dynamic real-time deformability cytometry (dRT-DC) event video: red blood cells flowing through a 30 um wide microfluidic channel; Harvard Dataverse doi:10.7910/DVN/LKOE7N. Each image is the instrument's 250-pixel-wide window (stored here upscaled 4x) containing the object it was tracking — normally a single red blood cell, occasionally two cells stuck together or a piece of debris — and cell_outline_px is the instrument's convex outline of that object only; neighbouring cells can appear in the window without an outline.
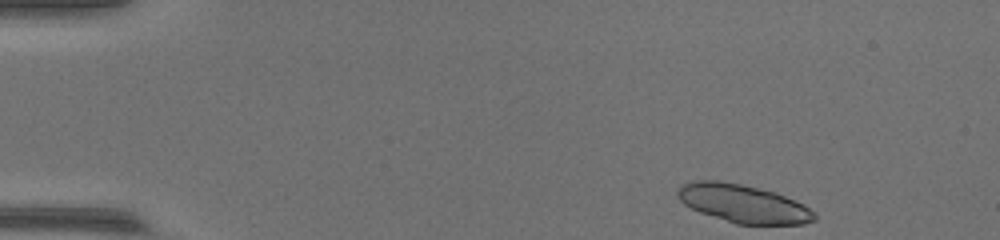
{"species": "common noctule bat (a hibernating species)", "species_latin": "Nyctalus noctula", "temperature_condition": "warm", "stored_images_in_passage": 48, "camera_frame_rate_fps": 3000, "um_per_image_px": 0.085, "animal": {"sex": "female", "body_mass_g": 17.0, "forearm_length_mm": 48.0}, "frame": {"image": 1, "passage_image": 1, "time_ms": 0.0, "image_size_px": [1000, 240], "cell_outline_px": [[816, 220], [804, 224], [736, 224], [700, 212], [684, 204], [676, 196], [676, 192], [680, 184], [692, 180], [720, 180], [740, 184], [776, 192], [804, 204], [816, 212]], "centroid_in_image_um": [63.17, 17.29], "position_along_channel_um": 21.8, "area_um2": 30.69}}
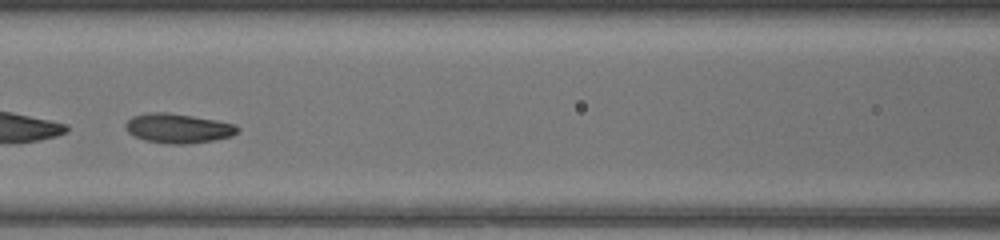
{"frame": {"image": 2, "passage_image": 20, "time_ms": 6.333, "image_size_px": [1000, 240], "cell_outline_px": [[240, 128], [232, 136], [212, 140], [188, 144], [168, 144], [144, 140], [128, 132], [124, 128], [124, 124], [132, 116], [148, 112], [168, 112], [216, 120], [236, 124]], "centroid_in_image_um": [15.11, 10.9], "position_along_channel_um": 151.5, "area_um2": 19.31}}
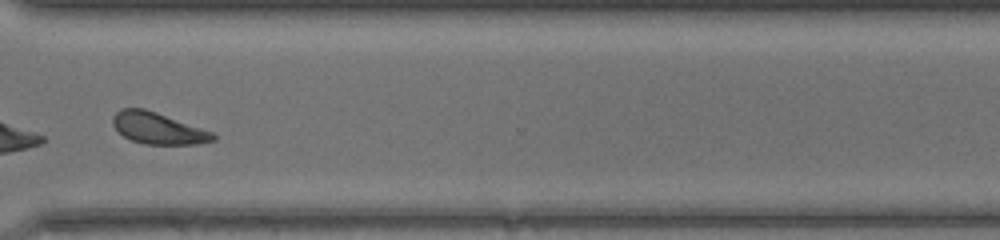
{"frame": {"image": 3, "passage_image": 36, "time_ms": 11.667, "image_size_px": [1000, 240], "cell_outline_px": [[216, 140], [196, 144], [144, 144], [132, 140], [124, 136], [112, 124], [112, 116], [120, 108], [144, 108], [156, 112], [212, 132], [216, 136]], "centroid_in_image_um": [13.41, 10.9], "position_along_channel_um": 357.2, "area_um2": 18.21}}